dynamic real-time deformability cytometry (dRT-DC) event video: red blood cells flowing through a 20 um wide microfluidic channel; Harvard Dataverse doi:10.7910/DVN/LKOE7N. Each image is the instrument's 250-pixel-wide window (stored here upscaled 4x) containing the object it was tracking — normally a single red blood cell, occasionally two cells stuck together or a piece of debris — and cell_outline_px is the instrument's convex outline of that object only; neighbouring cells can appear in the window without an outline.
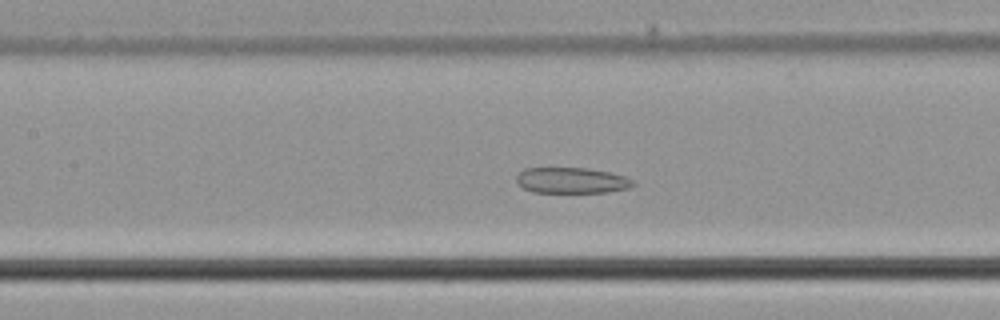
{"species": "common noctule bat (a hibernating species)", "species_latin": "Nyctalus noctula", "temperature_condition": "cold", "stored_images_in_passage": 40, "camera_frame_rate_fps": 3000, "um_per_image_px": 0.085, "animal": {"sex": "male", "body_mass_g": 21.5, "forearm_length_mm": 52.0}, "frame": {"image": 1, "passage_image": 16, "time_ms": 5.0, "image_size_px": [1000, 320], "cell_outline_px": [[636, 184], [628, 188], [608, 192], [532, 192], [516, 184], [516, 176], [524, 168], [588, 168], [608, 172], [624, 176], [632, 180]], "centroid_in_image_um": [48.55, 15.33], "position_along_channel_um": 158.8, "area_um2": 17.51}}
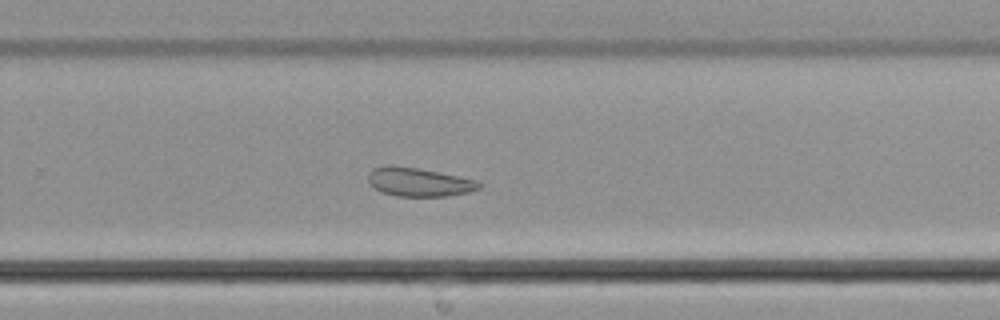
{"frame": {"image": 2, "passage_image": 26, "time_ms": 8.333, "image_size_px": [1000, 320], "cell_outline_px": [[480, 188], [468, 192], [448, 196], [396, 196], [384, 192], [368, 184], [368, 172], [372, 168], [388, 164], [392, 164], [420, 168], [476, 180], [480, 184]], "centroid_in_image_um": [35.55, 15.45], "position_along_channel_um": 294.3, "area_um2": 18.61}}
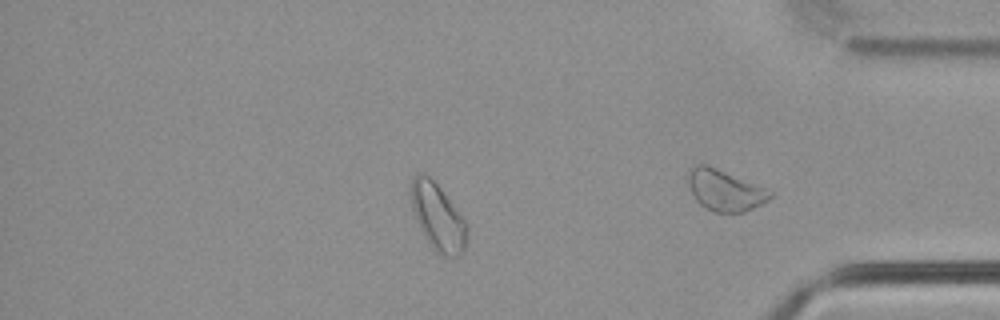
{"frame": {"image": 3, "passage_image": 32, "time_ms": 10.333, "image_size_px": [1000, 320], "cell_outline_px": [[468, 232], [464, 252], [460, 256], [444, 256], [436, 252], [432, 248], [420, 228], [412, 208], [408, 192], [408, 188], [412, 176], [416, 172], [424, 172], [440, 188], [468, 224]], "centroid_in_image_um": [37.19, 18.41], "position_along_channel_um": 398.0, "area_um2": 22.14}}